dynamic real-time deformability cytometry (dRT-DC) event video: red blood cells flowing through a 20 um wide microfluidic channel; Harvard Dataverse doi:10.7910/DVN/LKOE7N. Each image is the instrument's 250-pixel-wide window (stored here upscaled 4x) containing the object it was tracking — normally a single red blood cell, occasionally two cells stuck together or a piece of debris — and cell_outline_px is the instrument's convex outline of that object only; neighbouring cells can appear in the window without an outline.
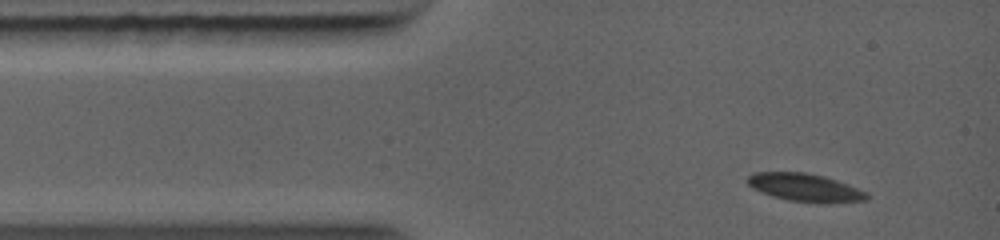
{"species": "common noctule bat (a hibernating species)", "species_latin": "Nyctalus noctula", "temperature_condition": "warm", "stored_images_in_passage": 2, "camera_frame_rate_fps": 5000, "um_per_image_px": 0.085, "animal": {"sex": "female", "body_mass_g": 19.0, "forearm_length_mm": 56.7}, "frame": {"image": 1, "passage_image": 1, "time_ms": 0.0, "image_size_px": [1000, 240], "cell_outline_px": [[868, 200], [828, 204], [816, 204], [788, 200], [772, 196], [760, 192], [752, 188], [748, 184], [748, 176], [756, 172], [804, 172], [824, 176], [848, 184], [868, 192]], "centroid_in_image_um": [68.47, 15.97], "position_along_channel_um": 16.5, "area_um2": 19.77}}